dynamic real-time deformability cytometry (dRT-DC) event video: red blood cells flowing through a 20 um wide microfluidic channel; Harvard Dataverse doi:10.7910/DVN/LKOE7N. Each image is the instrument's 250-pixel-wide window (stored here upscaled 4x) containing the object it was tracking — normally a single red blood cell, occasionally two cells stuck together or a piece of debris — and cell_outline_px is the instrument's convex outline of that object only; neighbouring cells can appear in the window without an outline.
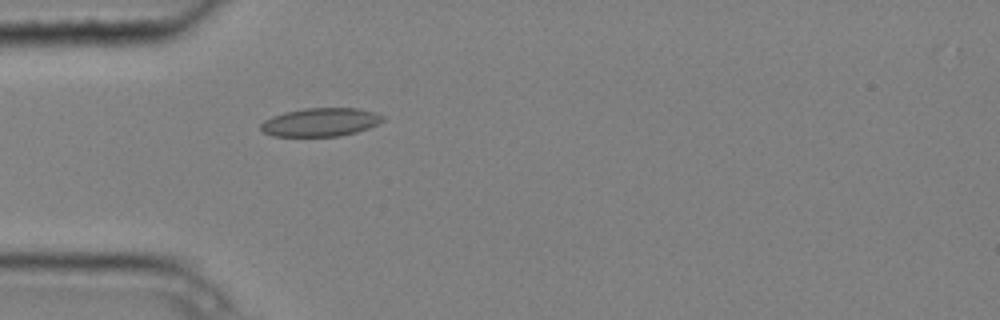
{"species": "common noctule bat (a hibernating species)", "species_latin": "Nyctalus noctula", "temperature_condition": "cold", "stored_images_in_passage": 4, "camera_frame_rate_fps": 3000, "um_per_image_px": 0.085, "animal": {"sex": "male", "body_mass_g": 20.4}, "frame": {"image": 1, "passage_image": 4, "time_ms": 1.0, "image_size_px": [1000, 320], "cell_outline_px": [[384, 120], [368, 128], [356, 132], [340, 136], [272, 136], [264, 132], [260, 128], [260, 124], [264, 120], [272, 116], [284, 112], [304, 108], [356, 108], [376, 112], [384, 116]], "centroid_in_image_um": [27.23, 10.38], "position_along_channel_um": 57.8, "area_um2": 20.23}}